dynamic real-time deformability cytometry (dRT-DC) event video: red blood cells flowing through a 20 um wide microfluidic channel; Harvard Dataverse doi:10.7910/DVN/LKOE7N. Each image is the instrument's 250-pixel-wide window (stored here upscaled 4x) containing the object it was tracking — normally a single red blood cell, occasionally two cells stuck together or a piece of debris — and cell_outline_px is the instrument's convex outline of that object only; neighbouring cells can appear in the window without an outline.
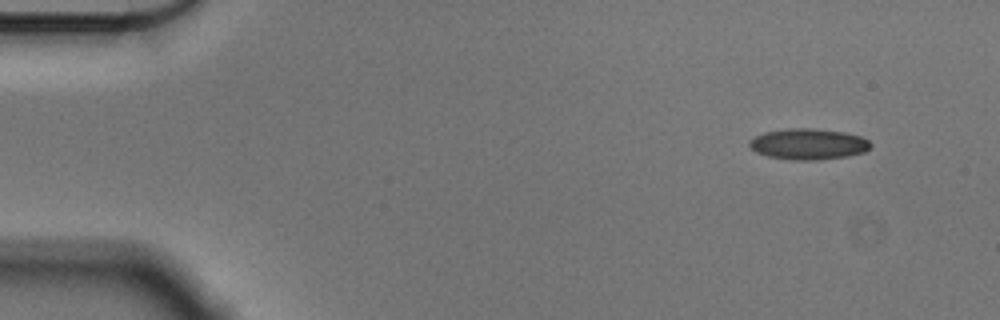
{"species": "Egyptian fruit bat (a non-hibernating species)", "species_latin": "Rousettus aegyptiacus", "temperature_condition": "cold", "stored_images_in_passage": 52, "camera_frame_rate_fps": 3000, "um_per_image_px": 0.085, "animal": {"sex": "male"}, "frame": {"image": 1, "passage_image": 1, "time_ms": 0.0, "image_size_px": [1000, 320], "cell_outline_px": [[872, 144], [864, 152], [848, 156], [816, 160], [792, 160], [768, 156], [756, 152], [748, 144], [748, 140], [764, 132], [788, 128], [812, 128], [844, 132], [860, 136], [868, 140]], "centroid_in_image_um": [68.69, 12.24], "position_along_channel_um": 16.3, "area_um2": 21.85}}
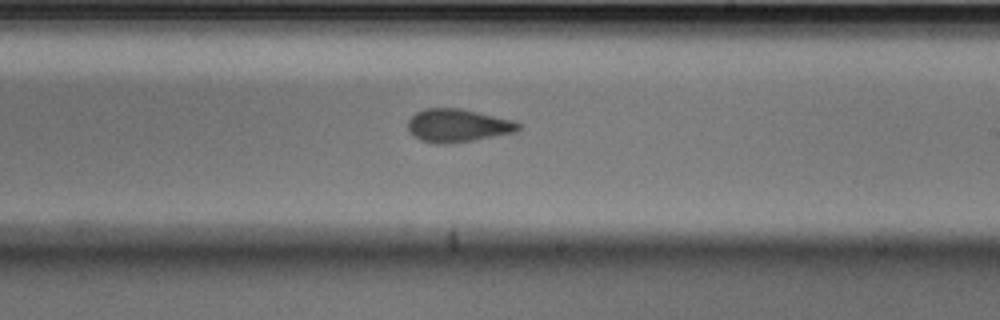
{"frame": {"image": 2, "passage_image": 29, "time_ms": 9.333, "image_size_px": [1000, 320], "cell_outline_px": [[520, 128], [516, 132], [472, 140], [448, 144], [436, 144], [420, 140], [412, 136], [408, 132], [408, 120], [416, 112], [424, 108], [460, 108], [512, 120], [520, 124]], "centroid_in_image_um": [38.85, 10.67], "position_along_channel_um": 250.1, "area_um2": 21.33}}
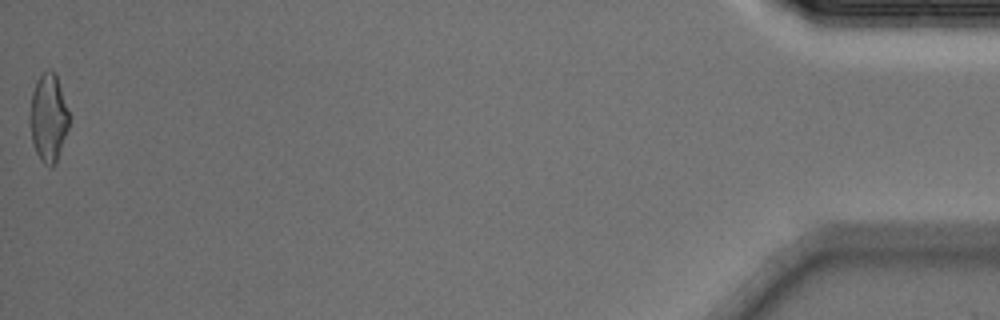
{"frame": {"image": 3, "passage_image": 52, "time_ms": 17.0, "image_size_px": [1000, 320], "cell_outline_px": [[68, 128], [56, 164], [52, 168], [44, 164], [40, 160], [32, 144], [28, 120], [28, 116], [32, 92], [36, 80], [48, 68], [56, 72], [68, 112]], "centroid_in_image_um": [4.08, 10.03], "position_along_channel_um": 431.1, "area_um2": 20.4}, "authors_computed_cell_mechanics": {"area_um2": 21.3571, "velocity_mm_per_s": 3.592, "shape_relaxation_time_tau1_ms": 6.0863, "shape_relaxation_time_tau2_ms": 2.4211, "deformation_change_tau1": 0.1272, "deformation_change_tau2": 0.0832}}